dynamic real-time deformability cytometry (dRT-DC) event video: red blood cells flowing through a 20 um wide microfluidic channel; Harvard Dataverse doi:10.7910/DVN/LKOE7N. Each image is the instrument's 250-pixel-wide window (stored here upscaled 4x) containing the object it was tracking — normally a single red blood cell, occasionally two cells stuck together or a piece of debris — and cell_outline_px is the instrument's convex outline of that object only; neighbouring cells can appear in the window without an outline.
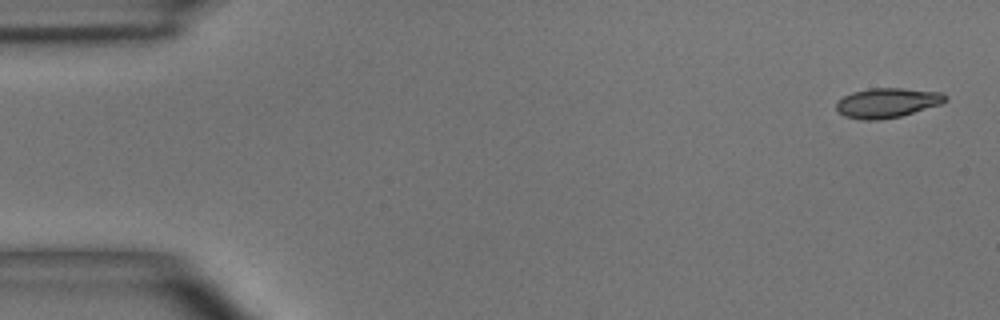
{"species": "common noctule bat (a hibernating species)", "species_latin": "Nyctalus noctula", "temperature_condition": "room temperature", "stored_images_in_passage": 7, "camera_frame_rate_fps": 3000, "um_per_image_px": 0.085, "animal": {"sex": "male", "body_mass_g": 15.6}, "frame": {"image": 1, "passage_image": 1, "time_ms": 0.0, "image_size_px": [1000, 320], "cell_outline_px": [[948, 100], [940, 104], [900, 116], [876, 120], [860, 120], [844, 116], [836, 108], [836, 100], [852, 92], [868, 88], [904, 88], [944, 92], [948, 96]], "centroid_in_image_um": [75.41, 8.72], "position_along_channel_um": 9.6, "area_um2": 19.02}}
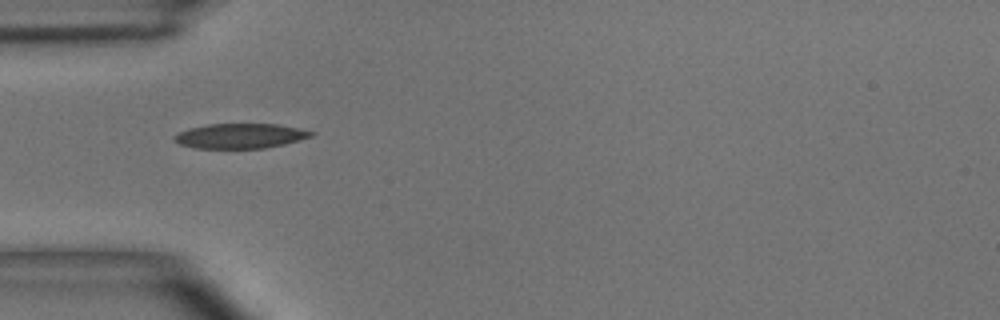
{"frame": {"image": 2, "passage_image": 5, "time_ms": 4.667, "image_size_px": [1000, 320], "cell_outline_px": [[316, 132], [312, 136], [284, 144], [264, 148], [196, 148], [180, 144], [172, 136], [188, 128], [208, 124], [276, 124]], "centroid_in_image_um": [20.41, 11.55], "position_along_channel_um": 64.6, "area_um2": 19.59}}
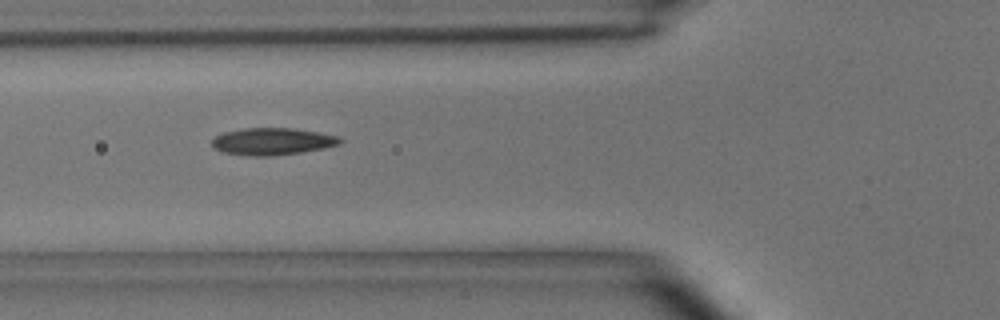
{"frame": {"image": 3, "passage_image": 6, "time_ms": 5.667, "image_size_px": [1000, 320], "cell_outline_px": [[344, 140], [340, 144], [324, 148], [300, 152], [272, 156], [248, 156], [224, 152], [212, 148], [212, 140], [216, 136], [224, 132], [244, 128], [292, 128], [320, 132], [340, 136]], "centroid_in_image_um": [23.18, 12.02], "position_along_channel_um": 102.6, "area_um2": 20.35}}